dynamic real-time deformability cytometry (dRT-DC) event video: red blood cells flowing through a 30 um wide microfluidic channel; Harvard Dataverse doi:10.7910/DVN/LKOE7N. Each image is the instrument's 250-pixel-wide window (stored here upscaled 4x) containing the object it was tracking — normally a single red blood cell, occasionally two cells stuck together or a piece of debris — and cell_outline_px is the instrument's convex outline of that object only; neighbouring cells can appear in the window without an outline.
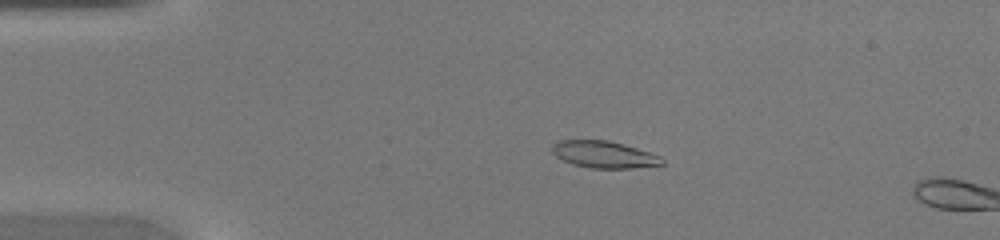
{"species": "common noctule bat (a hibernating species)", "species_latin": "Nyctalus noctula", "temperature_condition": "warm", "stored_images_in_passage": 12, "camera_frame_rate_fps": 3000, "um_per_image_px": 0.085, "animal": {"sex": "female", "body_mass_g": 20.0, "forearm_length_mm": 54.0}, "frame": {"image": 1, "passage_image": 10, "time_ms": 3.0, "image_size_px": [1000, 240], "cell_outline_px": [[664, 164], [632, 168], [592, 168], [572, 164], [556, 156], [552, 152], [552, 144], [560, 140], [608, 140], [624, 144], [660, 156], [664, 160]], "centroid_in_image_um": [51.33, 13.13], "position_along_channel_um": 33.7, "area_um2": 17.11}}